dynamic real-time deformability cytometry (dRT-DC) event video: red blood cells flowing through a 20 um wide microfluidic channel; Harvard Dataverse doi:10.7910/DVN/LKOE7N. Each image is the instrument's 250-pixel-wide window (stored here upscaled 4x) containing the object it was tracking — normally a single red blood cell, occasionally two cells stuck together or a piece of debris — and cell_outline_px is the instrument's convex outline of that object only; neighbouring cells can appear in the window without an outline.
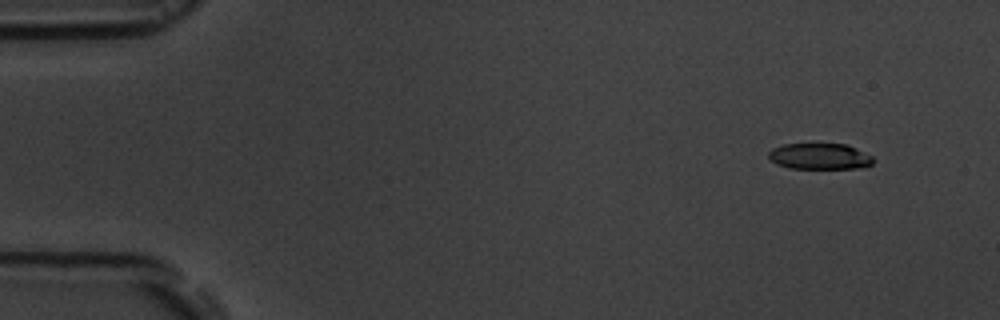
{"species": "common noctule bat (a hibernating species)", "species_latin": "Nyctalus noctula", "temperature_condition": "room temperature", "stored_images_in_passage": 5, "camera_frame_rate_fps": 3000, "um_per_image_px": 0.085, "animal": {"sex": "male", "body_mass_g": 19.5, "forearm_length_mm": 54.6}, "frame": {"image": 1, "passage_image": 1, "time_ms": 0.0, "image_size_px": [1000, 320], "cell_outline_px": [[876, 160], [872, 164], [864, 168], [788, 168], [776, 164], [768, 156], [768, 152], [772, 148], [784, 144], [848, 144], [872, 156]], "centroid_in_image_um": [69.7, 13.29], "position_along_channel_um": 15.3, "area_um2": 16.01}}
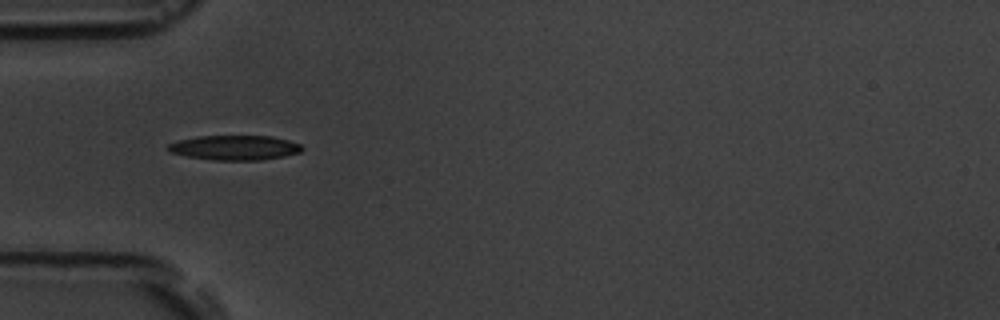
{"frame": {"image": 2, "passage_image": 4, "time_ms": 4.333, "image_size_px": [1000, 320], "cell_outline_px": [[304, 148], [300, 152], [284, 156], [260, 160], [212, 160], [188, 156], [168, 152], [168, 144], [180, 140], [196, 136], [272, 136], [288, 140], [300, 144]], "centroid_in_image_um": [19.96, 12.55], "position_along_channel_um": 65.0, "area_um2": 19.25}}
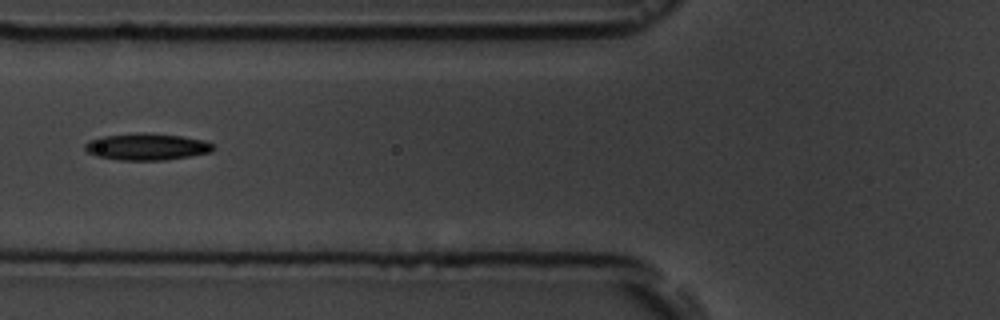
{"frame": {"image": 3, "passage_image": 5, "time_ms": 5.667, "image_size_px": [1000, 320], "cell_outline_px": [[216, 148], [212, 152], [164, 160], [120, 160], [96, 156], [88, 152], [84, 148], [84, 144], [88, 140], [100, 136], [180, 136], [204, 140], [212, 144]], "centroid_in_image_um": [12.47, 12.53], "position_along_channel_um": 113.3, "area_um2": 18.9}}